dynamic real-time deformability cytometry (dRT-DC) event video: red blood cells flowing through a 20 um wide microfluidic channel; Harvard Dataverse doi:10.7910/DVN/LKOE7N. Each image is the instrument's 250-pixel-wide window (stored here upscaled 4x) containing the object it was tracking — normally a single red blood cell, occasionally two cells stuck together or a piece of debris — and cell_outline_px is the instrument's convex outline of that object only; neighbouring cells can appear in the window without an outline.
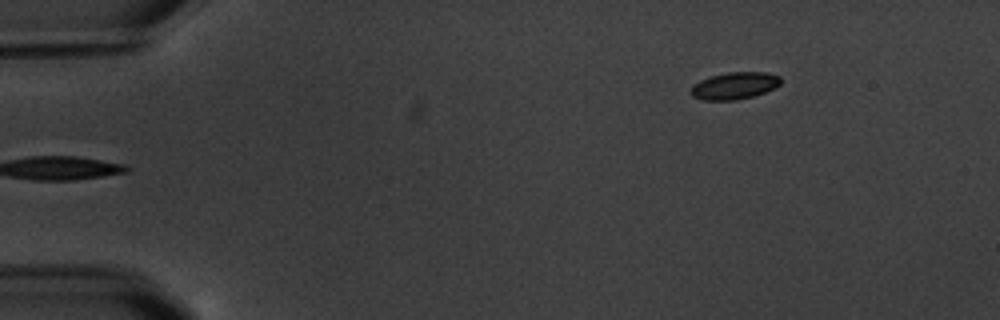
{"species": "common noctule bat (a hibernating species)", "species_latin": "Nyctalus noctula", "temperature_condition": "warm", "stored_images_in_passage": 2, "camera_frame_rate_fps": 3000, "um_per_image_px": 0.085, "animal": {"sex": "male", "body_mass_g": 20.1, "forearm_length_mm": 53.5}, "frame": {"image": 1, "passage_image": 2, "time_ms": 1.0, "image_size_px": [1000, 320], "cell_outline_px": [[780, 84], [776, 88], [752, 96], [736, 100], [704, 100], [692, 96], [688, 92], [700, 80], [712, 76], [728, 72], [764, 72], [780, 76]], "centroid_in_image_um": [62.44, 7.29], "position_along_channel_um": 22.6, "area_um2": 14.05}}